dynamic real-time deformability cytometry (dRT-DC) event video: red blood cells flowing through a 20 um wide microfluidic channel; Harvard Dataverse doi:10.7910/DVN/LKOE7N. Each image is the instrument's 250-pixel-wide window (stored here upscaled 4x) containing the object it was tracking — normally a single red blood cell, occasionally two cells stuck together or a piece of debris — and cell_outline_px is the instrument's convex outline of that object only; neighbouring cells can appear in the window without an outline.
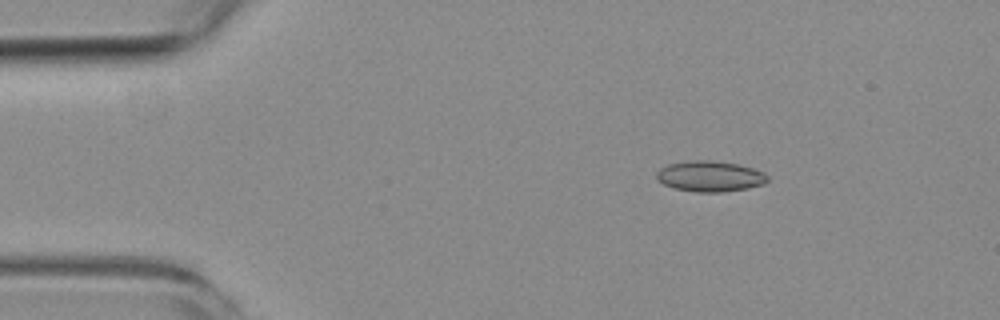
{"species": "common noctule bat (a hibernating species)", "species_latin": "Nyctalus noctula", "temperature_condition": "room temperature", "stored_images_in_passage": 5, "camera_frame_rate_fps": 3000, "um_per_image_px": 0.085, "animal": {"sex": "female", "body_mass_g": 19.3, "forearm_length_mm": 54.1}, "frame": {"image": 1, "passage_image": 3, "time_ms": 2.333, "image_size_px": [1000, 320], "cell_outline_px": [[768, 180], [764, 184], [748, 188], [720, 192], [696, 192], [676, 188], [664, 184], [656, 180], [656, 172], [660, 168], [668, 164], [684, 160], [712, 160], [740, 164], [764, 172], [768, 176]], "centroid_in_image_um": [60.34, 14.97], "position_along_channel_um": 24.7, "area_um2": 20.06}}